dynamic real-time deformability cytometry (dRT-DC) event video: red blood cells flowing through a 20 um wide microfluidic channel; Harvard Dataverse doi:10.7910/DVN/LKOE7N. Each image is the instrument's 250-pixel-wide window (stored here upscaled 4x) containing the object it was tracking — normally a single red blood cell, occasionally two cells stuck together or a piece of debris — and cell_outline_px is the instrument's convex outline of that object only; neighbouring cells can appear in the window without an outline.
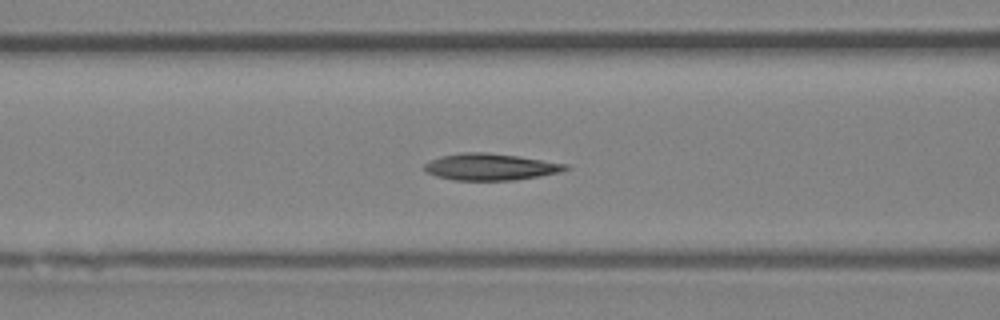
{"species": "Egyptian fruit bat (a non-hibernating species)", "species_latin": "Rousettus aegyptiacus", "temperature_condition": "room temperature", "stored_images_in_passage": 47, "camera_frame_rate_fps": 3000, "um_per_image_px": 0.085, "animal": {"sex": "female"}, "frame": {"image": 1, "passage_image": 17, "time_ms": 5.333, "image_size_px": [1000, 320], "cell_outline_px": [[572, 168], [564, 172], [516, 180], [452, 180], [436, 176], [424, 172], [424, 164], [432, 160], [444, 156], [460, 152], [484, 152], [516, 156], [568, 164]], "centroid_in_image_um": [41.73, 14.19], "position_along_channel_um": 124.9, "area_um2": 22.02}}
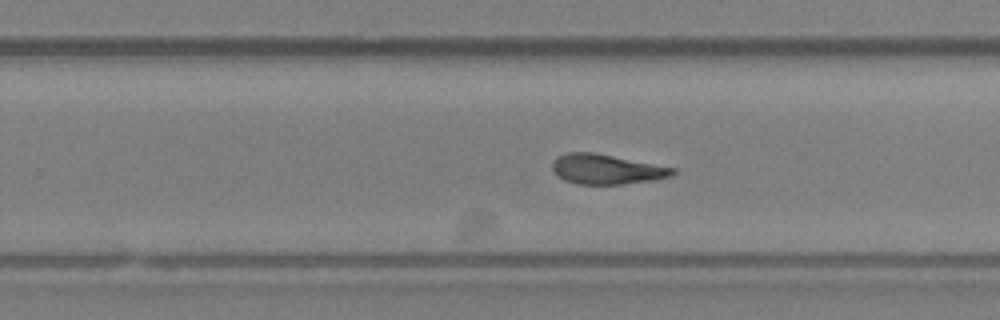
{"frame": {"image": 2, "passage_image": 28, "time_ms": 9.0, "image_size_px": [1000, 320], "cell_outline_px": [[676, 172], [672, 176], [652, 180], [624, 184], [576, 184], [564, 180], [556, 176], [552, 168], [552, 160], [556, 156], [568, 152], [592, 152], [676, 168]], "centroid_in_image_um": [51.51, 14.38], "position_along_channel_um": 278.3, "area_um2": 21.04}}
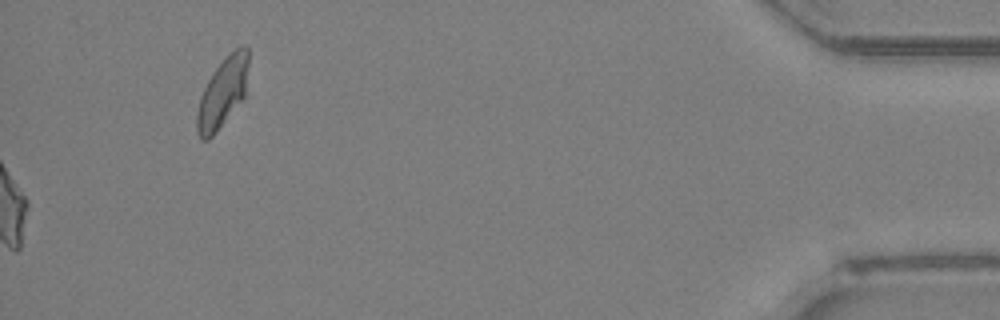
{"frame": {"image": 3, "passage_image": 47, "time_ms": 15.333, "image_size_px": [1000, 320], "cell_outline_px": [[248, 64], [244, 100], [216, 132], [208, 140], [200, 140], [196, 132], [196, 112], [200, 96], [212, 72], [240, 44], [244, 44], [248, 48]], "centroid_in_image_um": [18.91, 7.92], "position_along_channel_um": 416.3, "area_um2": 21.1}, "authors_computed_cell_mechanics": {"area_um2": 21.9062, "velocity_mm_per_s": 4.2139, "shape_relaxation_time_tau1_ms": null, "shape_relaxation_time_tau2_ms": 4.8724, "deformation_change_tau1": null, "deformation_change_tau2": 0.1414}}